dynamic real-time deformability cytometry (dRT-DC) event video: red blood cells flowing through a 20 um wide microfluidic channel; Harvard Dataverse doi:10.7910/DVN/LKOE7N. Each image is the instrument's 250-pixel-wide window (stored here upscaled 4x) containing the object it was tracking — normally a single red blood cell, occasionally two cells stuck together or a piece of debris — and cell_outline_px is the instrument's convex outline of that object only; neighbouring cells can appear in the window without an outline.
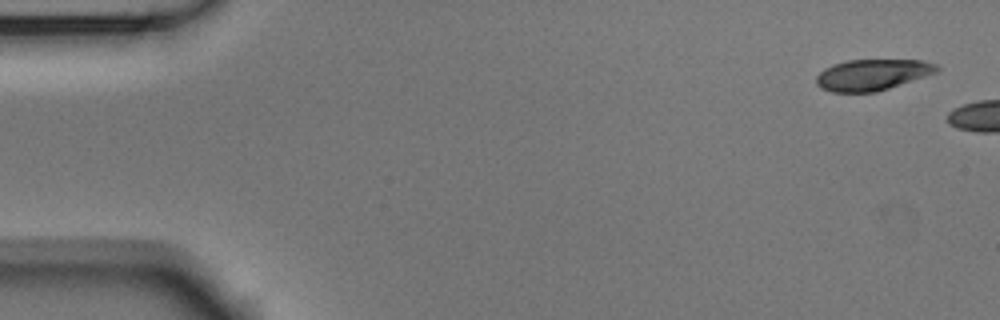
{"species": "Egyptian fruit bat (a non-hibernating species)", "species_latin": "Rousettus aegyptiacus", "temperature_condition": "room temperature", "stored_images_in_passage": 9, "camera_frame_rate_fps": 3000, "um_per_image_px": 0.085, "animal": {"sex": "male"}, "frame": {"image": 1, "passage_image": 1, "time_ms": 0.0, "image_size_px": [1000, 320], "cell_outline_px": [[940, 72], [876, 92], [832, 92], [820, 88], [816, 84], [816, 76], [824, 68], [832, 64], [848, 60], [924, 60], [936, 64], [940, 68]], "centroid_in_image_um": [74.17, 6.35], "position_along_channel_um": 10.8, "area_um2": 22.08}}
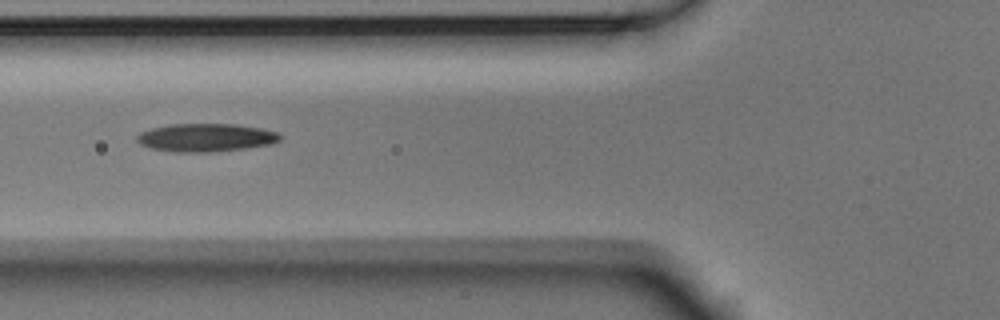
{"frame": {"image": 2, "passage_image": 7, "time_ms": 2.0, "image_size_px": [1000, 320], "cell_outline_px": [[280, 140], [272, 144], [244, 148], [212, 152], [176, 152], [152, 148], [140, 144], [136, 140], [136, 136], [140, 132], [152, 128], [168, 124], [232, 124], [260, 128], [276, 132], [280, 136]], "centroid_in_image_um": [17.46, 11.69], "position_along_channel_um": 108.3, "area_um2": 23.29}}
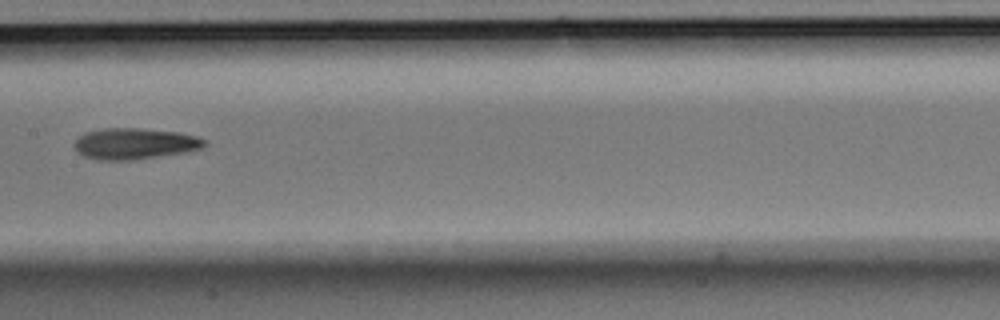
{"frame": {"image": 3, "passage_image": 9, "time_ms": 2.667, "image_size_px": [1000, 320], "cell_outline_px": [[208, 144], [200, 148], [184, 152], [128, 160], [100, 160], [84, 156], [76, 148], [76, 136], [84, 132], [104, 128], [144, 128], [180, 132], [196, 136], [208, 140]], "centroid_in_image_um": [11.47, 12.18], "position_along_channel_um": 195.9, "area_um2": 23.52}}